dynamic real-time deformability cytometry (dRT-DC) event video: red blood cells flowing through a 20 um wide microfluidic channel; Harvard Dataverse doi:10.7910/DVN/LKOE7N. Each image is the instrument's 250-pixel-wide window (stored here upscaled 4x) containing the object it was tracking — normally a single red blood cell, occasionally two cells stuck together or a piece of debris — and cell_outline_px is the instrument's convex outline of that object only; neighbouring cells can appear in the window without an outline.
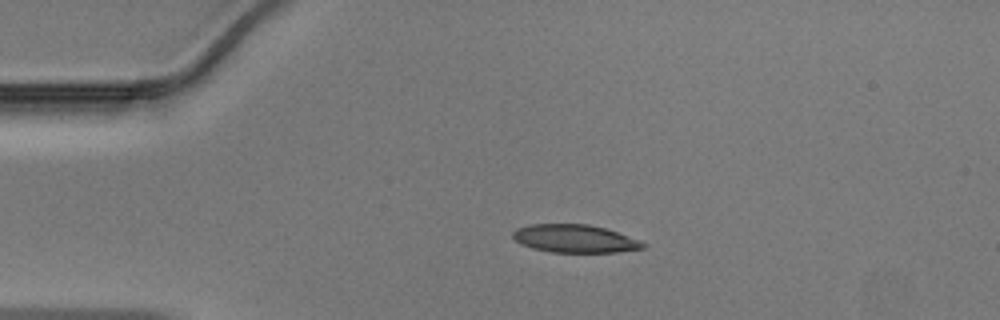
{"species": "Egyptian fruit bat (a non-hibernating species)", "species_latin": "Rousettus aegyptiacus", "temperature_condition": "warm", "stored_images_in_passage": 38, "camera_frame_rate_fps": 3000, "um_per_image_px": 0.085, "animal": {"sex": "male"}, "frame": {"image": 1, "passage_image": 1, "time_ms": 0.0, "image_size_px": [1000, 320], "cell_outline_px": [[648, 244], [644, 248], [616, 252], [552, 252], [532, 248], [520, 244], [512, 236], [512, 232], [516, 228], [528, 224], [588, 224], [604, 228], [616, 232]], "centroid_in_image_um": [48.81, 20.28], "position_along_channel_um": 36.2, "area_um2": 21.1}}
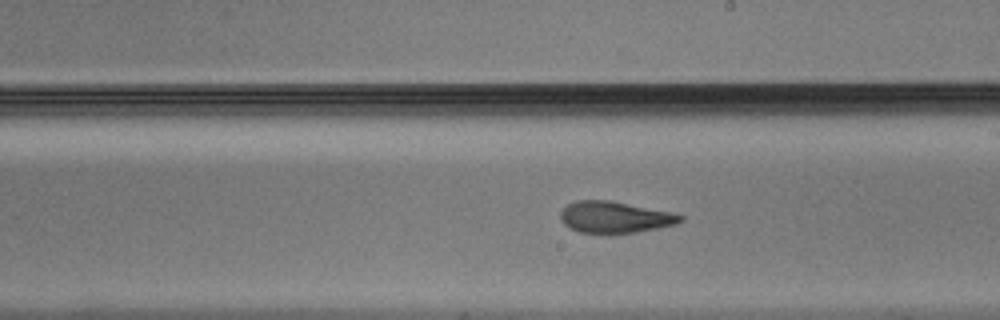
{"frame": {"image": 2, "passage_image": 18, "time_ms": 5.667, "image_size_px": [1000, 320], "cell_outline_px": [[684, 220], [676, 224], [636, 232], [580, 232], [564, 224], [560, 220], [560, 212], [568, 204], [576, 200], [608, 200], [672, 212], [684, 216]], "centroid_in_image_um": [52.27, 18.44], "position_along_channel_um": 236.7, "area_um2": 21.62}}
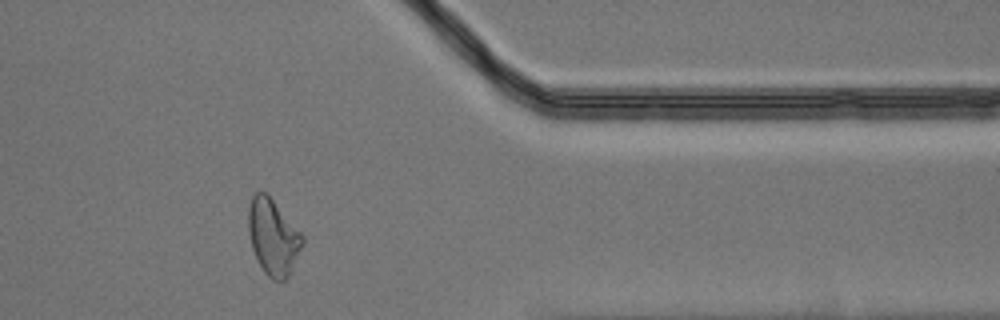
{"frame": {"image": 3, "passage_image": 30, "time_ms": 9.667, "image_size_px": [1000, 320], "cell_outline_px": [[304, 244], [288, 276], [284, 280], [272, 280], [264, 272], [252, 248], [248, 232], [248, 208], [252, 196], [256, 192], [268, 192], [304, 236]], "centroid_in_image_um": [23.22, 20.1], "position_along_channel_um": 388.2, "area_um2": 24.04}}